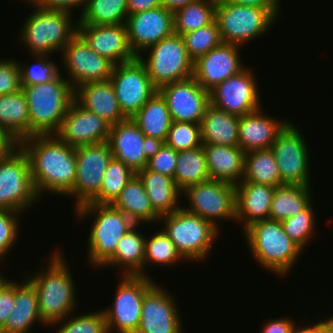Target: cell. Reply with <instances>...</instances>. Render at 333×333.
<instances>
[{"instance_id": "cell-1", "label": "cell", "mask_w": 333, "mask_h": 333, "mask_svg": "<svg viewBox=\"0 0 333 333\" xmlns=\"http://www.w3.org/2000/svg\"><path fill=\"white\" fill-rule=\"evenodd\" d=\"M19 145L29 158L31 178L39 198L45 193L68 197L76 179L75 147L55 134L34 135Z\"/></svg>"}, {"instance_id": "cell-2", "label": "cell", "mask_w": 333, "mask_h": 333, "mask_svg": "<svg viewBox=\"0 0 333 333\" xmlns=\"http://www.w3.org/2000/svg\"><path fill=\"white\" fill-rule=\"evenodd\" d=\"M58 249L59 246L48 256L46 268L23 273L36 288L40 317L47 326L75 313L78 305L74 275L63 255L64 250Z\"/></svg>"}, {"instance_id": "cell-3", "label": "cell", "mask_w": 333, "mask_h": 333, "mask_svg": "<svg viewBox=\"0 0 333 333\" xmlns=\"http://www.w3.org/2000/svg\"><path fill=\"white\" fill-rule=\"evenodd\" d=\"M242 233L258 266L279 277L286 278L297 265L302 253H305L284 232L279 221L270 219L256 221Z\"/></svg>"}, {"instance_id": "cell-4", "label": "cell", "mask_w": 333, "mask_h": 333, "mask_svg": "<svg viewBox=\"0 0 333 333\" xmlns=\"http://www.w3.org/2000/svg\"><path fill=\"white\" fill-rule=\"evenodd\" d=\"M74 214L80 221L94 219L87 239V261L90 266L99 268L114 254L120 239L135 223L112 204L88 202L76 209Z\"/></svg>"}, {"instance_id": "cell-5", "label": "cell", "mask_w": 333, "mask_h": 333, "mask_svg": "<svg viewBox=\"0 0 333 333\" xmlns=\"http://www.w3.org/2000/svg\"><path fill=\"white\" fill-rule=\"evenodd\" d=\"M63 76L43 84L22 85L29 110L30 137L59 130L75 96V89Z\"/></svg>"}, {"instance_id": "cell-6", "label": "cell", "mask_w": 333, "mask_h": 333, "mask_svg": "<svg viewBox=\"0 0 333 333\" xmlns=\"http://www.w3.org/2000/svg\"><path fill=\"white\" fill-rule=\"evenodd\" d=\"M31 8V14L18 31L21 48L24 46L28 50L27 55H60L77 33L78 20H73L75 15L64 11Z\"/></svg>"}, {"instance_id": "cell-7", "label": "cell", "mask_w": 333, "mask_h": 333, "mask_svg": "<svg viewBox=\"0 0 333 333\" xmlns=\"http://www.w3.org/2000/svg\"><path fill=\"white\" fill-rule=\"evenodd\" d=\"M159 222L186 262L206 261L221 233L211 222L182 206L173 213L160 216Z\"/></svg>"}, {"instance_id": "cell-8", "label": "cell", "mask_w": 333, "mask_h": 333, "mask_svg": "<svg viewBox=\"0 0 333 333\" xmlns=\"http://www.w3.org/2000/svg\"><path fill=\"white\" fill-rule=\"evenodd\" d=\"M215 20L223 43L245 47L248 42L268 34L278 17L267 8L217 0Z\"/></svg>"}, {"instance_id": "cell-9", "label": "cell", "mask_w": 333, "mask_h": 333, "mask_svg": "<svg viewBox=\"0 0 333 333\" xmlns=\"http://www.w3.org/2000/svg\"><path fill=\"white\" fill-rule=\"evenodd\" d=\"M41 201L37 195L26 152L18 144L0 160V209L25 215Z\"/></svg>"}, {"instance_id": "cell-10", "label": "cell", "mask_w": 333, "mask_h": 333, "mask_svg": "<svg viewBox=\"0 0 333 333\" xmlns=\"http://www.w3.org/2000/svg\"><path fill=\"white\" fill-rule=\"evenodd\" d=\"M138 58L146 66L148 75L157 89L193 76L194 62L188 55L181 35L173 34L160 40Z\"/></svg>"}, {"instance_id": "cell-11", "label": "cell", "mask_w": 333, "mask_h": 333, "mask_svg": "<svg viewBox=\"0 0 333 333\" xmlns=\"http://www.w3.org/2000/svg\"><path fill=\"white\" fill-rule=\"evenodd\" d=\"M112 306L103 308L109 333H136L144 295L157 283L153 278L121 275ZM111 306V307H110Z\"/></svg>"}, {"instance_id": "cell-12", "label": "cell", "mask_w": 333, "mask_h": 333, "mask_svg": "<svg viewBox=\"0 0 333 333\" xmlns=\"http://www.w3.org/2000/svg\"><path fill=\"white\" fill-rule=\"evenodd\" d=\"M189 203L182 207L211 222L217 229H222L220 221L236 223V189L235 185L209 179L182 192ZM220 226V227H219Z\"/></svg>"}, {"instance_id": "cell-13", "label": "cell", "mask_w": 333, "mask_h": 333, "mask_svg": "<svg viewBox=\"0 0 333 333\" xmlns=\"http://www.w3.org/2000/svg\"><path fill=\"white\" fill-rule=\"evenodd\" d=\"M290 121L279 133L270 149L276 159L284 184L312 185L311 155L304 132ZM309 149V150H308ZM311 166V167H310Z\"/></svg>"}, {"instance_id": "cell-14", "label": "cell", "mask_w": 333, "mask_h": 333, "mask_svg": "<svg viewBox=\"0 0 333 333\" xmlns=\"http://www.w3.org/2000/svg\"><path fill=\"white\" fill-rule=\"evenodd\" d=\"M110 82L126 118H132L158 91L148 75L146 66L138 57L114 65Z\"/></svg>"}, {"instance_id": "cell-15", "label": "cell", "mask_w": 333, "mask_h": 333, "mask_svg": "<svg viewBox=\"0 0 333 333\" xmlns=\"http://www.w3.org/2000/svg\"><path fill=\"white\" fill-rule=\"evenodd\" d=\"M76 179L69 197L75 198L77 207L90 202L100 191L104 173L113 154L108 142L75 148Z\"/></svg>"}, {"instance_id": "cell-16", "label": "cell", "mask_w": 333, "mask_h": 333, "mask_svg": "<svg viewBox=\"0 0 333 333\" xmlns=\"http://www.w3.org/2000/svg\"><path fill=\"white\" fill-rule=\"evenodd\" d=\"M256 77L254 69L246 66L209 91L210 104L237 116L258 110L263 106Z\"/></svg>"}, {"instance_id": "cell-17", "label": "cell", "mask_w": 333, "mask_h": 333, "mask_svg": "<svg viewBox=\"0 0 333 333\" xmlns=\"http://www.w3.org/2000/svg\"><path fill=\"white\" fill-rule=\"evenodd\" d=\"M66 79L75 89L81 84L110 79L114 64L92 50L85 39L77 32L61 51Z\"/></svg>"}, {"instance_id": "cell-18", "label": "cell", "mask_w": 333, "mask_h": 333, "mask_svg": "<svg viewBox=\"0 0 333 333\" xmlns=\"http://www.w3.org/2000/svg\"><path fill=\"white\" fill-rule=\"evenodd\" d=\"M166 288L156 283L144 295L136 333H185L176 296Z\"/></svg>"}, {"instance_id": "cell-19", "label": "cell", "mask_w": 333, "mask_h": 333, "mask_svg": "<svg viewBox=\"0 0 333 333\" xmlns=\"http://www.w3.org/2000/svg\"><path fill=\"white\" fill-rule=\"evenodd\" d=\"M158 92L166 100L173 121L200 124L210 105L209 91L193 76L163 85Z\"/></svg>"}, {"instance_id": "cell-20", "label": "cell", "mask_w": 333, "mask_h": 333, "mask_svg": "<svg viewBox=\"0 0 333 333\" xmlns=\"http://www.w3.org/2000/svg\"><path fill=\"white\" fill-rule=\"evenodd\" d=\"M128 42L136 57L174 34L173 12L159 6L130 14L126 20Z\"/></svg>"}, {"instance_id": "cell-21", "label": "cell", "mask_w": 333, "mask_h": 333, "mask_svg": "<svg viewBox=\"0 0 333 333\" xmlns=\"http://www.w3.org/2000/svg\"><path fill=\"white\" fill-rule=\"evenodd\" d=\"M111 124L80 106L75 100L55 135L69 146L78 147L108 141Z\"/></svg>"}, {"instance_id": "cell-22", "label": "cell", "mask_w": 333, "mask_h": 333, "mask_svg": "<svg viewBox=\"0 0 333 333\" xmlns=\"http://www.w3.org/2000/svg\"><path fill=\"white\" fill-rule=\"evenodd\" d=\"M243 47L221 43L194 62L193 77L203 89L210 91L217 84L242 71L246 65L241 61Z\"/></svg>"}, {"instance_id": "cell-23", "label": "cell", "mask_w": 333, "mask_h": 333, "mask_svg": "<svg viewBox=\"0 0 333 333\" xmlns=\"http://www.w3.org/2000/svg\"><path fill=\"white\" fill-rule=\"evenodd\" d=\"M77 32L98 55L114 65L136 58L128 42L126 23L113 25L77 24Z\"/></svg>"}, {"instance_id": "cell-24", "label": "cell", "mask_w": 333, "mask_h": 333, "mask_svg": "<svg viewBox=\"0 0 333 333\" xmlns=\"http://www.w3.org/2000/svg\"><path fill=\"white\" fill-rule=\"evenodd\" d=\"M263 110L265 108L261 107L254 112L239 116V147L245 153L270 149L279 133L291 121L282 117L275 118Z\"/></svg>"}, {"instance_id": "cell-25", "label": "cell", "mask_w": 333, "mask_h": 333, "mask_svg": "<svg viewBox=\"0 0 333 333\" xmlns=\"http://www.w3.org/2000/svg\"><path fill=\"white\" fill-rule=\"evenodd\" d=\"M144 137L145 135L131 118L111 125L107 142L113 158L122 161L136 173L144 169L148 163L143 150Z\"/></svg>"}, {"instance_id": "cell-26", "label": "cell", "mask_w": 333, "mask_h": 333, "mask_svg": "<svg viewBox=\"0 0 333 333\" xmlns=\"http://www.w3.org/2000/svg\"><path fill=\"white\" fill-rule=\"evenodd\" d=\"M275 186L240 182L236 189V222L242 231L252 223L269 219Z\"/></svg>"}, {"instance_id": "cell-27", "label": "cell", "mask_w": 333, "mask_h": 333, "mask_svg": "<svg viewBox=\"0 0 333 333\" xmlns=\"http://www.w3.org/2000/svg\"><path fill=\"white\" fill-rule=\"evenodd\" d=\"M21 279L15 280L14 306L0 333H31L37 322L48 327L40 317L36 288L25 276Z\"/></svg>"}, {"instance_id": "cell-28", "label": "cell", "mask_w": 333, "mask_h": 333, "mask_svg": "<svg viewBox=\"0 0 333 333\" xmlns=\"http://www.w3.org/2000/svg\"><path fill=\"white\" fill-rule=\"evenodd\" d=\"M74 100L87 111L104 118L111 125L126 119L110 79L79 85L75 88Z\"/></svg>"}, {"instance_id": "cell-29", "label": "cell", "mask_w": 333, "mask_h": 333, "mask_svg": "<svg viewBox=\"0 0 333 333\" xmlns=\"http://www.w3.org/2000/svg\"><path fill=\"white\" fill-rule=\"evenodd\" d=\"M210 179L239 184L244 176L245 152L239 146L203 144Z\"/></svg>"}, {"instance_id": "cell-30", "label": "cell", "mask_w": 333, "mask_h": 333, "mask_svg": "<svg viewBox=\"0 0 333 333\" xmlns=\"http://www.w3.org/2000/svg\"><path fill=\"white\" fill-rule=\"evenodd\" d=\"M135 224L120 239L114 254L99 268H116L121 275L144 277V255L146 234ZM138 227V228H137Z\"/></svg>"}, {"instance_id": "cell-31", "label": "cell", "mask_w": 333, "mask_h": 333, "mask_svg": "<svg viewBox=\"0 0 333 333\" xmlns=\"http://www.w3.org/2000/svg\"><path fill=\"white\" fill-rule=\"evenodd\" d=\"M142 180L153 210L159 215L173 213L181 207L182 192L172 177L149 170L147 167L136 173Z\"/></svg>"}, {"instance_id": "cell-32", "label": "cell", "mask_w": 333, "mask_h": 333, "mask_svg": "<svg viewBox=\"0 0 333 333\" xmlns=\"http://www.w3.org/2000/svg\"><path fill=\"white\" fill-rule=\"evenodd\" d=\"M112 205L135 224L154 223L158 226L160 216L153 210L144 184L137 174L125 185Z\"/></svg>"}, {"instance_id": "cell-33", "label": "cell", "mask_w": 333, "mask_h": 333, "mask_svg": "<svg viewBox=\"0 0 333 333\" xmlns=\"http://www.w3.org/2000/svg\"><path fill=\"white\" fill-rule=\"evenodd\" d=\"M203 144L239 146V116L209 105L200 123Z\"/></svg>"}, {"instance_id": "cell-34", "label": "cell", "mask_w": 333, "mask_h": 333, "mask_svg": "<svg viewBox=\"0 0 333 333\" xmlns=\"http://www.w3.org/2000/svg\"><path fill=\"white\" fill-rule=\"evenodd\" d=\"M0 130L17 144L30 137L29 110L22 89L16 93L0 95Z\"/></svg>"}, {"instance_id": "cell-35", "label": "cell", "mask_w": 333, "mask_h": 333, "mask_svg": "<svg viewBox=\"0 0 333 333\" xmlns=\"http://www.w3.org/2000/svg\"><path fill=\"white\" fill-rule=\"evenodd\" d=\"M311 185H282L275 188L269 219L283 221L304 210L314 199Z\"/></svg>"}, {"instance_id": "cell-36", "label": "cell", "mask_w": 333, "mask_h": 333, "mask_svg": "<svg viewBox=\"0 0 333 333\" xmlns=\"http://www.w3.org/2000/svg\"><path fill=\"white\" fill-rule=\"evenodd\" d=\"M145 136L165 141L173 122L166 100L157 91L131 118Z\"/></svg>"}, {"instance_id": "cell-37", "label": "cell", "mask_w": 333, "mask_h": 333, "mask_svg": "<svg viewBox=\"0 0 333 333\" xmlns=\"http://www.w3.org/2000/svg\"><path fill=\"white\" fill-rule=\"evenodd\" d=\"M173 179L181 192L189 186L210 179L203 146L178 151L177 165Z\"/></svg>"}, {"instance_id": "cell-38", "label": "cell", "mask_w": 333, "mask_h": 333, "mask_svg": "<svg viewBox=\"0 0 333 333\" xmlns=\"http://www.w3.org/2000/svg\"><path fill=\"white\" fill-rule=\"evenodd\" d=\"M241 182L275 187L285 185L279 175L276 159L271 149L245 153L244 176Z\"/></svg>"}, {"instance_id": "cell-39", "label": "cell", "mask_w": 333, "mask_h": 333, "mask_svg": "<svg viewBox=\"0 0 333 333\" xmlns=\"http://www.w3.org/2000/svg\"><path fill=\"white\" fill-rule=\"evenodd\" d=\"M127 0H86L78 24L113 25L126 23Z\"/></svg>"}, {"instance_id": "cell-40", "label": "cell", "mask_w": 333, "mask_h": 333, "mask_svg": "<svg viewBox=\"0 0 333 333\" xmlns=\"http://www.w3.org/2000/svg\"><path fill=\"white\" fill-rule=\"evenodd\" d=\"M217 0H195L173 13L174 34L183 35L215 20Z\"/></svg>"}, {"instance_id": "cell-41", "label": "cell", "mask_w": 333, "mask_h": 333, "mask_svg": "<svg viewBox=\"0 0 333 333\" xmlns=\"http://www.w3.org/2000/svg\"><path fill=\"white\" fill-rule=\"evenodd\" d=\"M153 233L145 238L144 277L148 278H152L145 268H149L147 266L149 264L157 267H172L178 265L181 260L186 261L162 227L156 232L154 230Z\"/></svg>"}, {"instance_id": "cell-42", "label": "cell", "mask_w": 333, "mask_h": 333, "mask_svg": "<svg viewBox=\"0 0 333 333\" xmlns=\"http://www.w3.org/2000/svg\"><path fill=\"white\" fill-rule=\"evenodd\" d=\"M135 174L136 172L122 161L112 158L104 173L100 191L90 202L112 204Z\"/></svg>"}, {"instance_id": "cell-43", "label": "cell", "mask_w": 333, "mask_h": 333, "mask_svg": "<svg viewBox=\"0 0 333 333\" xmlns=\"http://www.w3.org/2000/svg\"><path fill=\"white\" fill-rule=\"evenodd\" d=\"M313 202L315 201L313 200L304 210L294 216L281 221L284 232L304 251L314 239L313 236H315L317 229Z\"/></svg>"}, {"instance_id": "cell-44", "label": "cell", "mask_w": 333, "mask_h": 333, "mask_svg": "<svg viewBox=\"0 0 333 333\" xmlns=\"http://www.w3.org/2000/svg\"><path fill=\"white\" fill-rule=\"evenodd\" d=\"M32 56L33 63L20 62L17 60L20 68L21 85H36L52 81L61 74V63L51 59L50 55H28Z\"/></svg>"}, {"instance_id": "cell-45", "label": "cell", "mask_w": 333, "mask_h": 333, "mask_svg": "<svg viewBox=\"0 0 333 333\" xmlns=\"http://www.w3.org/2000/svg\"><path fill=\"white\" fill-rule=\"evenodd\" d=\"M54 326V327H53ZM57 328L56 333H109L105 315L101 310L83 312L82 314H70L63 320L57 321L49 326Z\"/></svg>"}, {"instance_id": "cell-46", "label": "cell", "mask_w": 333, "mask_h": 333, "mask_svg": "<svg viewBox=\"0 0 333 333\" xmlns=\"http://www.w3.org/2000/svg\"><path fill=\"white\" fill-rule=\"evenodd\" d=\"M181 36L188 55L193 62L222 43L216 20L205 27L198 28Z\"/></svg>"}, {"instance_id": "cell-47", "label": "cell", "mask_w": 333, "mask_h": 333, "mask_svg": "<svg viewBox=\"0 0 333 333\" xmlns=\"http://www.w3.org/2000/svg\"><path fill=\"white\" fill-rule=\"evenodd\" d=\"M164 144L172 147L175 151L203 146L200 124L173 121Z\"/></svg>"}, {"instance_id": "cell-48", "label": "cell", "mask_w": 333, "mask_h": 333, "mask_svg": "<svg viewBox=\"0 0 333 333\" xmlns=\"http://www.w3.org/2000/svg\"><path fill=\"white\" fill-rule=\"evenodd\" d=\"M22 213L9 209H0V262L8 257L20 237V217Z\"/></svg>"}, {"instance_id": "cell-49", "label": "cell", "mask_w": 333, "mask_h": 333, "mask_svg": "<svg viewBox=\"0 0 333 333\" xmlns=\"http://www.w3.org/2000/svg\"><path fill=\"white\" fill-rule=\"evenodd\" d=\"M22 89L17 60L0 58V95L12 94Z\"/></svg>"}, {"instance_id": "cell-50", "label": "cell", "mask_w": 333, "mask_h": 333, "mask_svg": "<svg viewBox=\"0 0 333 333\" xmlns=\"http://www.w3.org/2000/svg\"><path fill=\"white\" fill-rule=\"evenodd\" d=\"M178 158V151L165 144L148 160L147 168L162 175L174 178Z\"/></svg>"}, {"instance_id": "cell-51", "label": "cell", "mask_w": 333, "mask_h": 333, "mask_svg": "<svg viewBox=\"0 0 333 333\" xmlns=\"http://www.w3.org/2000/svg\"><path fill=\"white\" fill-rule=\"evenodd\" d=\"M25 4H29L36 9L43 10H55L73 13L75 9H78V13L82 14L86 0H21ZM81 10V11H80ZM80 11V12H79Z\"/></svg>"}, {"instance_id": "cell-52", "label": "cell", "mask_w": 333, "mask_h": 333, "mask_svg": "<svg viewBox=\"0 0 333 333\" xmlns=\"http://www.w3.org/2000/svg\"><path fill=\"white\" fill-rule=\"evenodd\" d=\"M15 301V280L10 281L0 291V330L5 326Z\"/></svg>"}, {"instance_id": "cell-53", "label": "cell", "mask_w": 333, "mask_h": 333, "mask_svg": "<svg viewBox=\"0 0 333 333\" xmlns=\"http://www.w3.org/2000/svg\"><path fill=\"white\" fill-rule=\"evenodd\" d=\"M296 324L297 322L293 318L287 316L269 319L261 327V333H291Z\"/></svg>"}, {"instance_id": "cell-54", "label": "cell", "mask_w": 333, "mask_h": 333, "mask_svg": "<svg viewBox=\"0 0 333 333\" xmlns=\"http://www.w3.org/2000/svg\"><path fill=\"white\" fill-rule=\"evenodd\" d=\"M232 4L260 7L270 9L278 18H281V0H226Z\"/></svg>"}, {"instance_id": "cell-55", "label": "cell", "mask_w": 333, "mask_h": 333, "mask_svg": "<svg viewBox=\"0 0 333 333\" xmlns=\"http://www.w3.org/2000/svg\"><path fill=\"white\" fill-rule=\"evenodd\" d=\"M159 6H161L160 0H127L129 15L154 9Z\"/></svg>"}, {"instance_id": "cell-56", "label": "cell", "mask_w": 333, "mask_h": 333, "mask_svg": "<svg viewBox=\"0 0 333 333\" xmlns=\"http://www.w3.org/2000/svg\"><path fill=\"white\" fill-rule=\"evenodd\" d=\"M164 141L155 137H144L143 150L145 152V157L149 160L153 157L163 146Z\"/></svg>"}, {"instance_id": "cell-57", "label": "cell", "mask_w": 333, "mask_h": 333, "mask_svg": "<svg viewBox=\"0 0 333 333\" xmlns=\"http://www.w3.org/2000/svg\"><path fill=\"white\" fill-rule=\"evenodd\" d=\"M18 144L5 132L0 130V160Z\"/></svg>"}, {"instance_id": "cell-58", "label": "cell", "mask_w": 333, "mask_h": 333, "mask_svg": "<svg viewBox=\"0 0 333 333\" xmlns=\"http://www.w3.org/2000/svg\"><path fill=\"white\" fill-rule=\"evenodd\" d=\"M324 318L312 323V333H333V325L325 316Z\"/></svg>"}, {"instance_id": "cell-59", "label": "cell", "mask_w": 333, "mask_h": 333, "mask_svg": "<svg viewBox=\"0 0 333 333\" xmlns=\"http://www.w3.org/2000/svg\"><path fill=\"white\" fill-rule=\"evenodd\" d=\"M160 1L162 7L174 13L178 9L183 8L184 6L190 4L195 0H160Z\"/></svg>"}, {"instance_id": "cell-60", "label": "cell", "mask_w": 333, "mask_h": 333, "mask_svg": "<svg viewBox=\"0 0 333 333\" xmlns=\"http://www.w3.org/2000/svg\"><path fill=\"white\" fill-rule=\"evenodd\" d=\"M304 326V327H303ZM291 333H312V324H301V326L296 324V326L292 329Z\"/></svg>"}, {"instance_id": "cell-61", "label": "cell", "mask_w": 333, "mask_h": 333, "mask_svg": "<svg viewBox=\"0 0 333 333\" xmlns=\"http://www.w3.org/2000/svg\"><path fill=\"white\" fill-rule=\"evenodd\" d=\"M1 267V266H0ZM8 277L6 278L4 274L0 273V291L9 282Z\"/></svg>"}, {"instance_id": "cell-62", "label": "cell", "mask_w": 333, "mask_h": 333, "mask_svg": "<svg viewBox=\"0 0 333 333\" xmlns=\"http://www.w3.org/2000/svg\"><path fill=\"white\" fill-rule=\"evenodd\" d=\"M333 315V314H332ZM328 316L327 319L331 322V324L333 325V316Z\"/></svg>"}]
</instances>
